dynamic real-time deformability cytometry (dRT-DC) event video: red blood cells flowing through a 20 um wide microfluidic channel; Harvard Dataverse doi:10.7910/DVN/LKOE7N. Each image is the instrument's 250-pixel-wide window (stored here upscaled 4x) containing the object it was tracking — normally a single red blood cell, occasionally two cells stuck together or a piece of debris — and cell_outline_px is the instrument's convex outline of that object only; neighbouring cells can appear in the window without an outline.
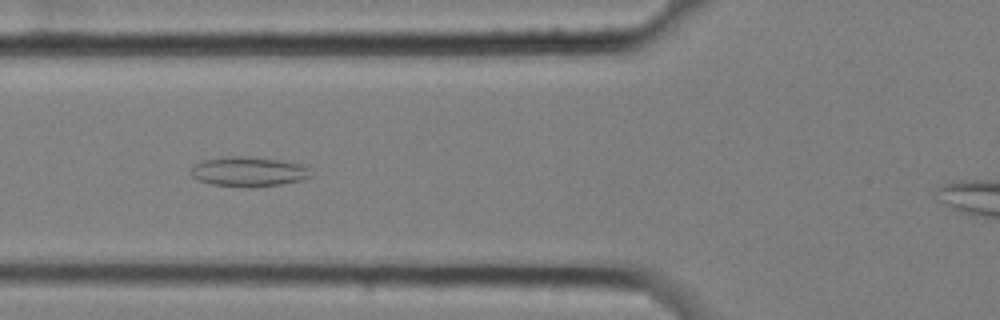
{"species": "common noctule bat (a hibernating species)", "species_latin": "Nyctalus noctula", "temperature_condition": "cold", "stored_images_in_passage": 6, "camera_frame_rate_fps": 3000, "um_per_image_px": 0.085, "animal": {"sex": "female", "body_mass_g": 25.1}, "frame": {"image": 1, "passage_image": 5, "time_ms": 1.333, "image_size_px": [1000, 320], "cell_outline_px": [[312, 176], [304, 180], [280, 184], [252, 188], [212, 184], [200, 180], [192, 176], [192, 168], [196, 164], [204, 160], [224, 156], [240, 156], [280, 160], [300, 164], [308, 168]], "centroid_in_image_um": [21.16, 14.6], "position_along_channel_um": 104.6, "area_um2": 20.63}}